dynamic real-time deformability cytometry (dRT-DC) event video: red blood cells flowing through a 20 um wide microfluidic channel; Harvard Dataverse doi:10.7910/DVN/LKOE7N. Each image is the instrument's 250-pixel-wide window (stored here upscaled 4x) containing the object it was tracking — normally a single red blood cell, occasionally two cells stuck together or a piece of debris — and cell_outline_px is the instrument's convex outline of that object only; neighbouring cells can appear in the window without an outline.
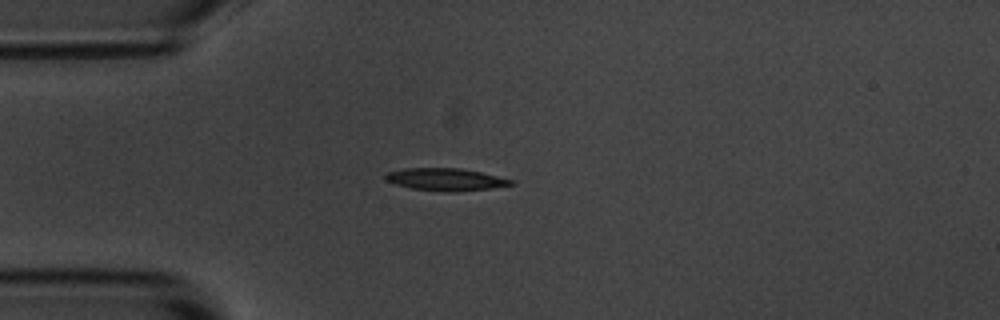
{"species": "common noctule bat (a hibernating species)", "species_latin": "Nyctalus noctula", "temperature_condition": "room temperature", "stored_images_in_passage": 3, "camera_frame_rate_fps": 3000, "um_per_image_px": 0.085, "animal": {"sex": "male", "body_mass_g": 20.1, "forearm_length_mm": 53.5}, "frame": {"image": 1, "passage_image": 3, "time_ms": 3.0, "image_size_px": [1000, 320], "cell_outline_px": [[516, 184], [492, 188], [412, 188], [396, 184], [384, 180], [384, 176], [388, 172], [404, 168], [460, 168], [480, 172], [512, 180]], "centroid_in_image_um": [37.82, 15.18], "position_along_channel_um": 47.2, "area_um2": 15.03}}